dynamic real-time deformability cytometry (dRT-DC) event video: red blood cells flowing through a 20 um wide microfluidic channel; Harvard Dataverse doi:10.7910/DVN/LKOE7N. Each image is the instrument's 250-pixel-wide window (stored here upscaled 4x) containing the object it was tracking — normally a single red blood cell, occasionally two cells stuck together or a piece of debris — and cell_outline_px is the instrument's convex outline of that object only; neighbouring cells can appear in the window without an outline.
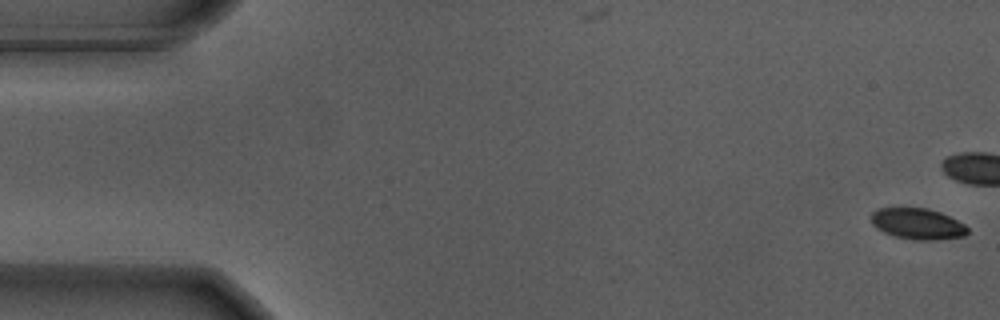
{"species": "Egyptian fruit bat (a non-hibernating species)", "species_latin": "Rousettus aegyptiacus", "temperature_condition": "warm", "stored_images_in_passage": 57, "camera_frame_rate_fps": 3000, "um_per_image_px": 0.085, "animal": {"sex": "male"}, "frame": {"image": 1, "passage_image": 1, "time_ms": 0.0, "image_size_px": [1000, 320], "cell_outline_px": [[968, 232], [964, 236], [936, 240], [916, 240], [892, 236], [876, 228], [872, 224], [872, 212], [876, 208], [928, 208], [940, 212], [964, 224], [968, 228]], "centroid_in_image_um": [77.98, 19.03], "position_along_channel_um": 7.0, "area_um2": 17.46}}
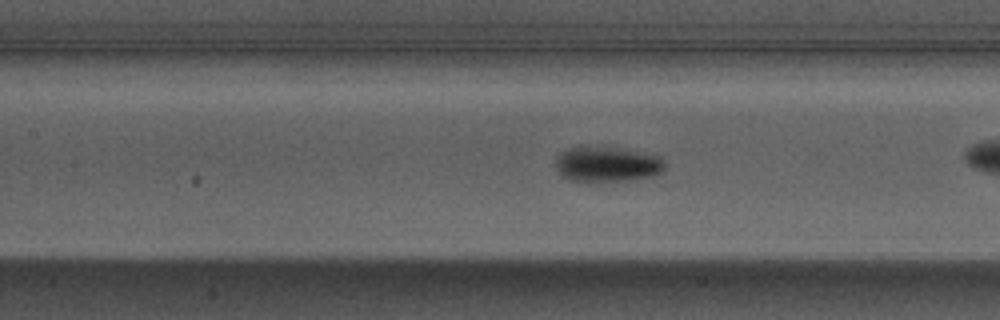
{"frame": {"image": 2, "passage_image": 25, "time_ms": 8.0, "image_size_px": [1000, 320], "cell_outline_px": [[664, 168], [660, 172], [652, 176], [636, 180], [568, 180], [556, 168], [556, 156], [560, 152], [576, 144], [608, 144], [656, 156], [664, 160]], "centroid_in_image_um": [51.55, 13.88], "position_along_channel_um": 155.8, "area_um2": 23.06}}
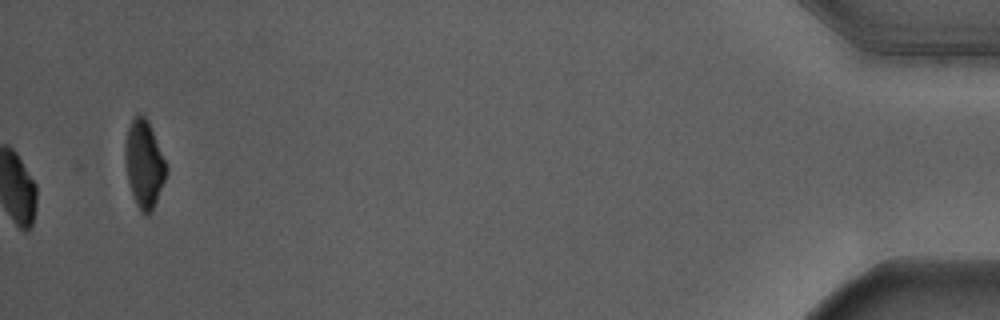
{"frame": {"image": 3, "passage_image": 57, "time_ms": 18.667, "image_size_px": [1000, 320], "cell_outline_px": [[168, 172], [152, 212], [148, 216], [140, 212], [136, 204], [128, 180], [124, 160], [124, 144], [128, 128], [132, 120], [140, 112], [148, 120], [168, 168]], "centroid_in_image_um": [12.25, 13.95], "position_along_channel_um": 423.0, "area_um2": 21.04}, "authors_computed_cell_mechanics": {"area_um2": 20.519, "velocity_mm_per_s": 3.668, "shape_relaxation_time_tau1_ms": 2.3684, "shape_relaxation_time_tau2_ms": null, "deformation_change_tau1": 0.1599, "deformation_change_tau2": null}}